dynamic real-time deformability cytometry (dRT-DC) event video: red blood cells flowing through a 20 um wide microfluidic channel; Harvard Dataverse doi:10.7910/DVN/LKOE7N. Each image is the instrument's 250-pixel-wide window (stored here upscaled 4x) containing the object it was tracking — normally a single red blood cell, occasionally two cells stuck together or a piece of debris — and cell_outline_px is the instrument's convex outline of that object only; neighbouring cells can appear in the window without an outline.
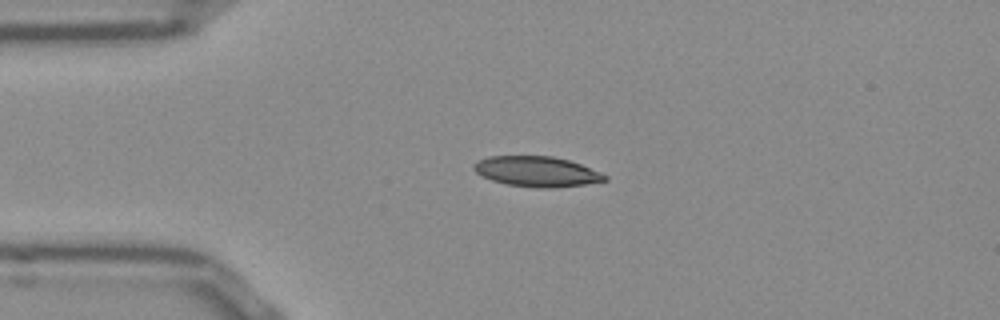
{"species": "Egyptian fruit bat (a non-hibernating species)", "species_latin": "Rousettus aegyptiacus", "temperature_condition": "room temperature", "stored_images_in_passage": 32, "camera_frame_rate_fps": 3000, "um_per_image_px": 0.085, "frame": {"image": 1, "passage_image": 1, "time_ms": 0.0, "image_size_px": [1000, 320], "cell_outline_px": [[608, 180], [584, 184], [552, 188], [536, 188], [504, 184], [480, 176], [472, 168], [472, 164], [476, 160], [488, 156], [552, 156], [568, 160], [580, 164], [600, 172], [608, 176]], "centroid_in_image_um": [45.57, 14.58], "position_along_channel_um": 39.4, "area_um2": 23.29}}
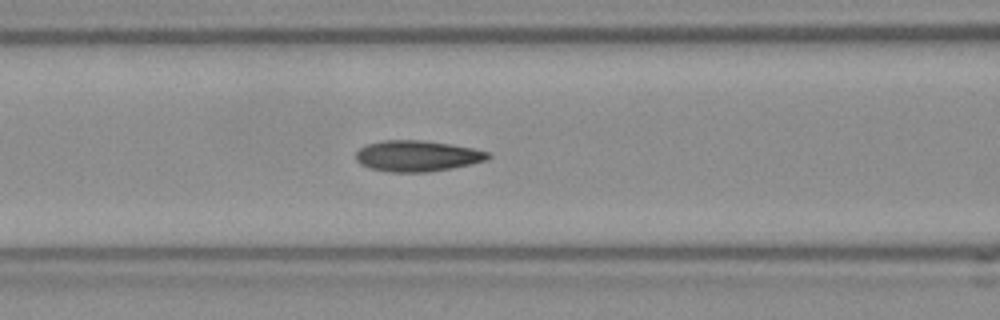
{"frame": {"image": 2, "passage_image": 10, "time_ms": 3.0, "image_size_px": [1000, 320], "cell_outline_px": [[492, 156], [488, 160], [452, 168], [428, 172], [388, 172], [368, 168], [360, 164], [356, 160], [356, 152], [360, 148], [368, 144], [384, 140], [420, 140], [452, 144], [472, 148], [488, 152]], "centroid_in_image_um": [35.46, 13.26], "position_along_channel_um": 131.1, "area_um2": 23.93}}
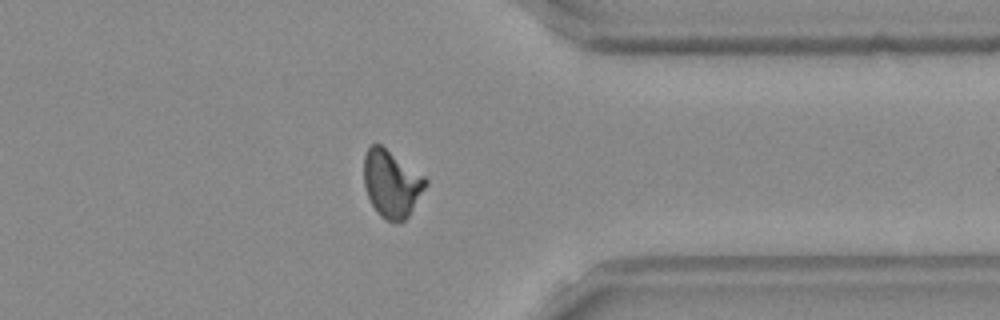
{"frame": {"image": 3, "passage_image": 30, "time_ms": 9.667, "image_size_px": [1000, 320], "cell_outline_px": [[428, 184], [408, 216], [404, 220], [384, 220], [380, 216], [372, 204], [368, 196], [364, 184], [364, 156], [368, 148], [372, 144], [380, 144], [424, 176], [428, 180]], "centroid_in_image_um": [33.28, 15.6], "position_along_channel_um": 378.1, "area_um2": 23.76}}